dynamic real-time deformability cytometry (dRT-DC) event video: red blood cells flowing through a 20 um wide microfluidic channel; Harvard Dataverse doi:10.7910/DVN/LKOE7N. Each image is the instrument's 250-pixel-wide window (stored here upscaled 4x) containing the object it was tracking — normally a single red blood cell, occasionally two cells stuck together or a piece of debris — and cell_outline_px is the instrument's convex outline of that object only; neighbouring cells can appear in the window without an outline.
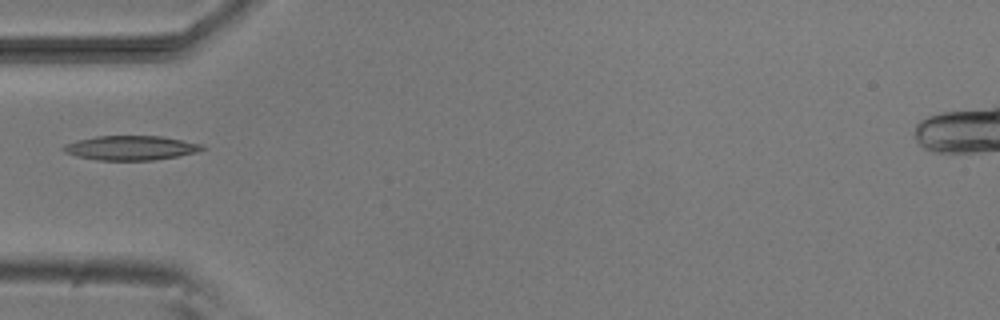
{"species": "common noctule bat (a hibernating species)", "species_latin": "Nyctalus noctula", "temperature_condition": "room temperature", "stored_images_in_passage": 5, "camera_frame_rate_fps": 3000, "um_per_image_px": 0.085, "animal": {"sex": "male", "body_mass_g": 20.5, "forearm_length_mm": 52.5}, "frame": {"image": 1, "passage_image": 4, "time_ms": 4.333, "image_size_px": [1000, 320], "cell_outline_px": [[204, 148], [196, 152], [176, 156], [152, 160], [100, 160], [76, 156], [64, 152], [60, 148], [64, 144], [76, 140], [96, 136], [160, 136], [200, 144]], "centroid_in_image_um": [11.02, 12.57], "position_along_channel_um": 74.0, "area_um2": 19.48}}